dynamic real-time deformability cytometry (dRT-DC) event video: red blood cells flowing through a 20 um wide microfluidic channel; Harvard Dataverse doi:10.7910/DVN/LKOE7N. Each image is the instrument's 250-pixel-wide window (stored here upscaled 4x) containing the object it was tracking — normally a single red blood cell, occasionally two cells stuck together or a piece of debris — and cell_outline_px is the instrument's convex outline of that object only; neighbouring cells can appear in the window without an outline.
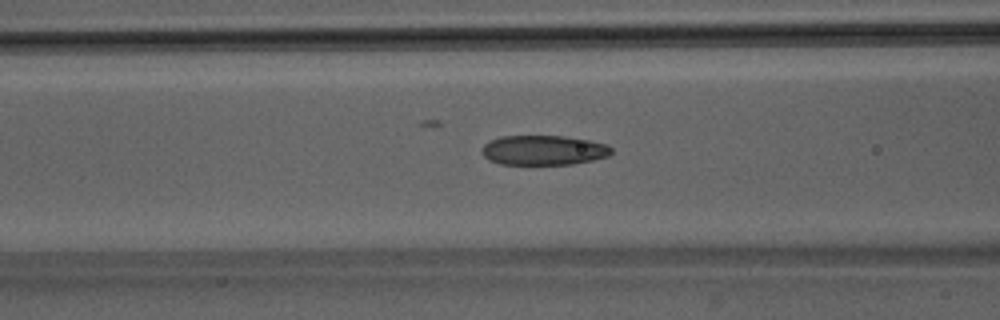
{"species": "Egyptian fruit bat (a non-hibernating species)", "species_latin": "Rousettus aegyptiacus", "temperature_condition": "room temperature", "stored_images_in_passage": 37, "camera_frame_rate_fps": 3000, "um_per_image_px": 0.085, "animal": {"sex": "male"}, "frame": {"image": 1, "passage_image": 16, "time_ms": 5.0, "image_size_px": [1000, 320], "cell_outline_px": [[612, 152], [608, 156], [592, 160], [572, 164], [500, 164], [488, 160], [484, 156], [484, 144], [500, 136], [564, 136], [588, 140], [608, 144], [612, 148]], "centroid_in_image_um": [46.23, 12.76], "position_along_channel_um": 120.4, "area_um2": 22.31}}